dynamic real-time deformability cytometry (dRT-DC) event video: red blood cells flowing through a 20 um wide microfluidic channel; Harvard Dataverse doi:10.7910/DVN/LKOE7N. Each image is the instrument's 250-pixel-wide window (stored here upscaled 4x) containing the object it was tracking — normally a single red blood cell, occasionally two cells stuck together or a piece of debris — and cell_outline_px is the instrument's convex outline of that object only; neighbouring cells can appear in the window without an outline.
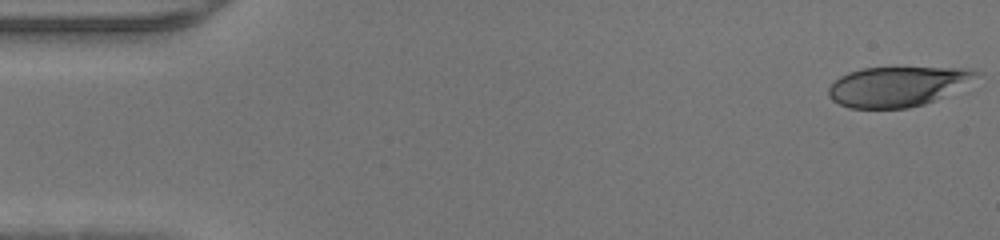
{"species": "human", "species_latin": "Homo sapiens", "temperature_condition": "warm", "stored_images_in_passage": 46, "camera_frame_rate_fps": 3000, "um_per_image_px": 0.085, "donor": {"sex": "male"}, "frame": {"image": 1, "passage_image": 1, "time_ms": 0.0, "image_size_px": [1000, 240], "cell_outline_px": [[984, 72], [940, 96], [924, 104], [908, 108], [848, 108], [832, 100], [828, 96], [828, 88], [840, 76], [848, 72], [864, 68], [960, 68]], "centroid_in_image_um": [76.17, 7.35], "position_along_channel_um": 8.8, "area_um2": 33.41}}
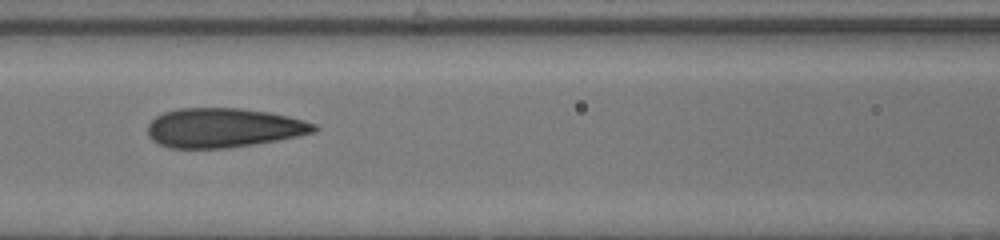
{"frame": {"image": 2, "passage_image": 20, "time_ms": 6.333, "image_size_px": [1000, 240], "cell_outline_px": [[320, 128], [316, 132], [276, 140], [228, 148], [168, 148], [152, 140], [148, 136], [148, 124], [156, 116], [164, 112], [180, 108], [240, 108], [268, 112], [288, 116], [304, 120], [316, 124]], "centroid_in_image_um": [18.99, 10.86], "position_along_channel_um": 147.6, "area_um2": 38.15}}
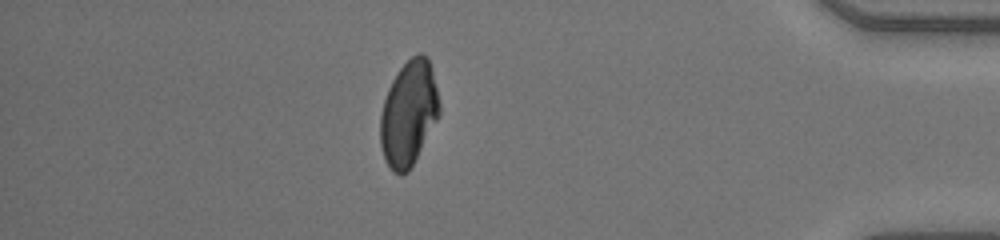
{"frame": {"image": 3, "passage_image": 40, "time_ms": 13.0, "image_size_px": [1000, 240], "cell_outline_px": [[440, 116], [408, 172], [400, 176], [392, 172], [384, 160], [380, 144], [380, 116], [384, 100], [388, 88], [392, 80], [400, 68], [416, 52], [420, 52], [428, 56], [432, 68], [440, 104]], "centroid_in_image_um": [34.74, 9.65], "position_along_channel_um": 400.5, "area_um2": 36.53}}